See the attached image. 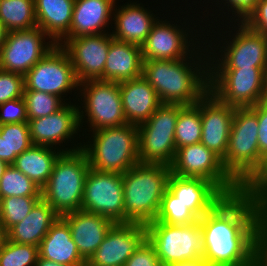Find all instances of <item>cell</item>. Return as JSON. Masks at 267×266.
<instances>
[{"instance_id": "obj_1", "label": "cell", "mask_w": 267, "mask_h": 266, "mask_svg": "<svg viewBox=\"0 0 267 266\" xmlns=\"http://www.w3.org/2000/svg\"><path fill=\"white\" fill-rule=\"evenodd\" d=\"M266 211L267 206L241 192L222 199L199 218L204 259L215 266H250L252 250L261 237V221Z\"/></svg>"}, {"instance_id": "obj_2", "label": "cell", "mask_w": 267, "mask_h": 266, "mask_svg": "<svg viewBox=\"0 0 267 266\" xmlns=\"http://www.w3.org/2000/svg\"><path fill=\"white\" fill-rule=\"evenodd\" d=\"M183 7L182 5L177 8V6L172 5L170 9L174 10V15H172L173 12L170 9H167L165 15L162 13L152 25L146 41L141 46L143 60H179L186 57H209L206 44V27H204L200 9L197 8L196 10L195 6Z\"/></svg>"}, {"instance_id": "obj_3", "label": "cell", "mask_w": 267, "mask_h": 266, "mask_svg": "<svg viewBox=\"0 0 267 266\" xmlns=\"http://www.w3.org/2000/svg\"><path fill=\"white\" fill-rule=\"evenodd\" d=\"M142 77L162 104L194 105L209 92V57L143 60Z\"/></svg>"}, {"instance_id": "obj_4", "label": "cell", "mask_w": 267, "mask_h": 266, "mask_svg": "<svg viewBox=\"0 0 267 266\" xmlns=\"http://www.w3.org/2000/svg\"><path fill=\"white\" fill-rule=\"evenodd\" d=\"M205 27L209 69L267 68V35L244 22Z\"/></svg>"}, {"instance_id": "obj_5", "label": "cell", "mask_w": 267, "mask_h": 266, "mask_svg": "<svg viewBox=\"0 0 267 266\" xmlns=\"http://www.w3.org/2000/svg\"><path fill=\"white\" fill-rule=\"evenodd\" d=\"M170 174L169 165L141 162L122 173L124 223L147 225L156 219Z\"/></svg>"}, {"instance_id": "obj_6", "label": "cell", "mask_w": 267, "mask_h": 266, "mask_svg": "<svg viewBox=\"0 0 267 266\" xmlns=\"http://www.w3.org/2000/svg\"><path fill=\"white\" fill-rule=\"evenodd\" d=\"M82 135L81 150L86 154L90 168L96 171L122 174L139 163L136 125L127 123Z\"/></svg>"}, {"instance_id": "obj_7", "label": "cell", "mask_w": 267, "mask_h": 266, "mask_svg": "<svg viewBox=\"0 0 267 266\" xmlns=\"http://www.w3.org/2000/svg\"><path fill=\"white\" fill-rule=\"evenodd\" d=\"M89 169L88 159L81 149L62 153L54 164L49 180L41 188V199L59 216L81 210Z\"/></svg>"}, {"instance_id": "obj_8", "label": "cell", "mask_w": 267, "mask_h": 266, "mask_svg": "<svg viewBox=\"0 0 267 266\" xmlns=\"http://www.w3.org/2000/svg\"><path fill=\"white\" fill-rule=\"evenodd\" d=\"M258 118L250 108H236L223 166L242 186L259 168Z\"/></svg>"}, {"instance_id": "obj_9", "label": "cell", "mask_w": 267, "mask_h": 266, "mask_svg": "<svg viewBox=\"0 0 267 266\" xmlns=\"http://www.w3.org/2000/svg\"><path fill=\"white\" fill-rule=\"evenodd\" d=\"M78 97H80L77 103L82 133L127 124L119 83L104 80L81 82Z\"/></svg>"}, {"instance_id": "obj_10", "label": "cell", "mask_w": 267, "mask_h": 266, "mask_svg": "<svg viewBox=\"0 0 267 266\" xmlns=\"http://www.w3.org/2000/svg\"><path fill=\"white\" fill-rule=\"evenodd\" d=\"M146 239L153 246L162 266L203 258V230L199 219L190 224L153 221L146 225Z\"/></svg>"}, {"instance_id": "obj_11", "label": "cell", "mask_w": 267, "mask_h": 266, "mask_svg": "<svg viewBox=\"0 0 267 266\" xmlns=\"http://www.w3.org/2000/svg\"><path fill=\"white\" fill-rule=\"evenodd\" d=\"M209 92L235 108L267 100V68L209 69Z\"/></svg>"}, {"instance_id": "obj_12", "label": "cell", "mask_w": 267, "mask_h": 266, "mask_svg": "<svg viewBox=\"0 0 267 266\" xmlns=\"http://www.w3.org/2000/svg\"><path fill=\"white\" fill-rule=\"evenodd\" d=\"M24 84V90L53 94L65 103L77 102L79 98V82L74 67L68 54L58 44L24 75Z\"/></svg>"}, {"instance_id": "obj_13", "label": "cell", "mask_w": 267, "mask_h": 266, "mask_svg": "<svg viewBox=\"0 0 267 266\" xmlns=\"http://www.w3.org/2000/svg\"><path fill=\"white\" fill-rule=\"evenodd\" d=\"M180 104H162L138 125V154L141 163L171 165L176 155L175 126Z\"/></svg>"}, {"instance_id": "obj_14", "label": "cell", "mask_w": 267, "mask_h": 266, "mask_svg": "<svg viewBox=\"0 0 267 266\" xmlns=\"http://www.w3.org/2000/svg\"><path fill=\"white\" fill-rule=\"evenodd\" d=\"M170 168L176 176L212 182L225 196L241 192V186L225 170L222 159L202 143L178 148Z\"/></svg>"}, {"instance_id": "obj_15", "label": "cell", "mask_w": 267, "mask_h": 266, "mask_svg": "<svg viewBox=\"0 0 267 266\" xmlns=\"http://www.w3.org/2000/svg\"><path fill=\"white\" fill-rule=\"evenodd\" d=\"M28 125L33 145L56 148L63 153L82 148L77 102L66 103L48 116L28 120Z\"/></svg>"}, {"instance_id": "obj_16", "label": "cell", "mask_w": 267, "mask_h": 266, "mask_svg": "<svg viewBox=\"0 0 267 266\" xmlns=\"http://www.w3.org/2000/svg\"><path fill=\"white\" fill-rule=\"evenodd\" d=\"M56 45L39 27L9 31L0 48V69L24 76Z\"/></svg>"}, {"instance_id": "obj_17", "label": "cell", "mask_w": 267, "mask_h": 266, "mask_svg": "<svg viewBox=\"0 0 267 266\" xmlns=\"http://www.w3.org/2000/svg\"><path fill=\"white\" fill-rule=\"evenodd\" d=\"M81 210L124 223L122 174L89 169L84 183Z\"/></svg>"}, {"instance_id": "obj_18", "label": "cell", "mask_w": 267, "mask_h": 266, "mask_svg": "<svg viewBox=\"0 0 267 266\" xmlns=\"http://www.w3.org/2000/svg\"><path fill=\"white\" fill-rule=\"evenodd\" d=\"M113 39L111 32L63 38L60 45L68 54L79 83L104 80V67Z\"/></svg>"}, {"instance_id": "obj_19", "label": "cell", "mask_w": 267, "mask_h": 266, "mask_svg": "<svg viewBox=\"0 0 267 266\" xmlns=\"http://www.w3.org/2000/svg\"><path fill=\"white\" fill-rule=\"evenodd\" d=\"M118 1L121 2V0H117L113 11L112 24L114 25H112L111 29L112 37L140 47L146 41L152 25L162 15L161 13L171 7L167 5L168 1L163 0H161L162 3L159 2V4H162V7L156 6V8H154L156 4L152 5L153 7L149 6L150 3H147L148 1H146V4H143L139 0H128V2H123L122 5ZM163 2L166 3L163 4ZM165 6L166 8H164ZM148 7L151 8L149 9Z\"/></svg>"}, {"instance_id": "obj_20", "label": "cell", "mask_w": 267, "mask_h": 266, "mask_svg": "<svg viewBox=\"0 0 267 266\" xmlns=\"http://www.w3.org/2000/svg\"><path fill=\"white\" fill-rule=\"evenodd\" d=\"M146 240V225L115 223L86 266H124Z\"/></svg>"}, {"instance_id": "obj_21", "label": "cell", "mask_w": 267, "mask_h": 266, "mask_svg": "<svg viewBox=\"0 0 267 266\" xmlns=\"http://www.w3.org/2000/svg\"><path fill=\"white\" fill-rule=\"evenodd\" d=\"M196 105L200 108L201 114L200 143L223 160L236 108L219 101L211 92H208Z\"/></svg>"}, {"instance_id": "obj_22", "label": "cell", "mask_w": 267, "mask_h": 266, "mask_svg": "<svg viewBox=\"0 0 267 266\" xmlns=\"http://www.w3.org/2000/svg\"><path fill=\"white\" fill-rule=\"evenodd\" d=\"M168 190L198 218L210 212L226 196L210 181L170 174Z\"/></svg>"}, {"instance_id": "obj_23", "label": "cell", "mask_w": 267, "mask_h": 266, "mask_svg": "<svg viewBox=\"0 0 267 266\" xmlns=\"http://www.w3.org/2000/svg\"><path fill=\"white\" fill-rule=\"evenodd\" d=\"M117 0H75L70 32L64 38L109 33Z\"/></svg>"}, {"instance_id": "obj_24", "label": "cell", "mask_w": 267, "mask_h": 266, "mask_svg": "<svg viewBox=\"0 0 267 266\" xmlns=\"http://www.w3.org/2000/svg\"><path fill=\"white\" fill-rule=\"evenodd\" d=\"M69 225L79 254L88 261L115 224L99 214L77 210L61 216Z\"/></svg>"}, {"instance_id": "obj_25", "label": "cell", "mask_w": 267, "mask_h": 266, "mask_svg": "<svg viewBox=\"0 0 267 266\" xmlns=\"http://www.w3.org/2000/svg\"><path fill=\"white\" fill-rule=\"evenodd\" d=\"M122 108L128 124L146 122L162 105L154 88L142 77L119 83Z\"/></svg>"}, {"instance_id": "obj_26", "label": "cell", "mask_w": 267, "mask_h": 266, "mask_svg": "<svg viewBox=\"0 0 267 266\" xmlns=\"http://www.w3.org/2000/svg\"><path fill=\"white\" fill-rule=\"evenodd\" d=\"M39 256L65 266H86L73 241L68 223L60 216L38 247Z\"/></svg>"}, {"instance_id": "obj_27", "label": "cell", "mask_w": 267, "mask_h": 266, "mask_svg": "<svg viewBox=\"0 0 267 266\" xmlns=\"http://www.w3.org/2000/svg\"><path fill=\"white\" fill-rule=\"evenodd\" d=\"M141 47L112 39L104 67V81L120 83L142 76Z\"/></svg>"}, {"instance_id": "obj_28", "label": "cell", "mask_w": 267, "mask_h": 266, "mask_svg": "<svg viewBox=\"0 0 267 266\" xmlns=\"http://www.w3.org/2000/svg\"><path fill=\"white\" fill-rule=\"evenodd\" d=\"M59 217L46 201L40 199L20 223L7 231L8 240L39 247L51 225Z\"/></svg>"}, {"instance_id": "obj_29", "label": "cell", "mask_w": 267, "mask_h": 266, "mask_svg": "<svg viewBox=\"0 0 267 266\" xmlns=\"http://www.w3.org/2000/svg\"><path fill=\"white\" fill-rule=\"evenodd\" d=\"M75 0H34L37 27L56 44L69 32Z\"/></svg>"}, {"instance_id": "obj_30", "label": "cell", "mask_w": 267, "mask_h": 266, "mask_svg": "<svg viewBox=\"0 0 267 266\" xmlns=\"http://www.w3.org/2000/svg\"><path fill=\"white\" fill-rule=\"evenodd\" d=\"M62 153L56 148L32 145L18 155L12 165L42 188L49 180L54 164Z\"/></svg>"}, {"instance_id": "obj_31", "label": "cell", "mask_w": 267, "mask_h": 266, "mask_svg": "<svg viewBox=\"0 0 267 266\" xmlns=\"http://www.w3.org/2000/svg\"><path fill=\"white\" fill-rule=\"evenodd\" d=\"M257 2L258 0H206L199 9L204 10L201 14L205 26H211L226 22H243L255 9Z\"/></svg>"}, {"instance_id": "obj_32", "label": "cell", "mask_w": 267, "mask_h": 266, "mask_svg": "<svg viewBox=\"0 0 267 266\" xmlns=\"http://www.w3.org/2000/svg\"><path fill=\"white\" fill-rule=\"evenodd\" d=\"M0 22L8 32L37 27L34 0H0Z\"/></svg>"}, {"instance_id": "obj_33", "label": "cell", "mask_w": 267, "mask_h": 266, "mask_svg": "<svg viewBox=\"0 0 267 266\" xmlns=\"http://www.w3.org/2000/svg\"><path fill=\"white\" fill-rule=\"evenodd\" d=\"M32 145L28 123L0 125V160L8 165Z\"/></svg>"}, {"instance_id": "obj_34", "label": "cell", "mask_w": 267, "mask_h": 266, "mask_svg": "<svg viewBox=\"0 0 267 266\" xmlns=\"http://www.w3.org/2000/svg\"><path fill=\"white\" fill-rule=\"evenodd\" d=\"M201 135L200 108L196 104H180V112L175 126L176 149L200 143Z\"/></svg>"}, {"instance_id": "obj_35", "label": "cell", "mask_w": 267, "mask_h": 266, "mask_svg": "<svg viewBox=\"0 0 267 266\" xmlns=\"http://www.w3.org/2000/svg\"><path fill=\"white\" fill-rule=\"evenodd\" d=\"M1 199L10 196H41V188L13 165H9L0 179Z\"/></svg>"}, {"instance_id": "obj_36", "label": "cell", "mask_w": 267, "mask_h": 266, "mask_svg": "<svg viewBox=\"0 0 267 266\" xmlns=\"http://www.w3.org/2000/svg\"><path fill=\"white\" fill-rule=\"evenodd\" d=\"M41 199V196H10L2 198L0 224L8 231L20 223Z\"/></svg>"}, {"instance_id": "obj_37", "label": "cell", "mask_w": 267, "mask_h": 266, "mask_svg": "<svg viewBox=\"0 0 267 266\" xmlns=\"http://www.w3.org/2000/svg\"><path fill=\"white\" fill-rule=\"evenodd\" d=\"M28 120L56 113L66 103L58 96L36 90H24Z\"/></svg>"}, {"instance_id": "obj_38", "label": "cell", "mask_w": 267, "mask_h": 266, "mask_svg": "<svg viewBox=\"0 0 267 266\" xmlns=\"http://www.w3.org/2000/svg\"><path fill=\"white\" fill-rule=\"evenodd\" d=\"M198 219L199 218L168 189L165 191L155 221L169 224H190Z\"/></svg>"}, {"instance_id": "obj_39", "label": "cell", "mask_w": 267, "mask_h": 266, "mask_svg": "<svg viewBox=\"0 0 267 266\" xmlns=\"http://www.w3.org/2000/svg\"><path fill=\"white\" fill-rule=\"evenodd\" d=\"M38 255V247L35 245L7 240L0 250V266H35Z\"/></svg>"}, {"instance_id": "obj_40", "label": "cell", "mask_w": 267, "mask_h": 266, "mask_svg": "<svg viewBox=\"0 0 267 266\" xmlns=\"http://www.w3.org/2000/svg\"><path fill=\"white\" fill-rule=\"evenodd\" d=\"M241 193L267 206V154L262 158L259 168L241 186Z\"/></svg>"}, {"instance_id": "obj_41", "label": "cell", "mask_w": 267, "mask_h": 266, "mask_svg": "<svg viewBox=\"0 0 267 266\" xmlns=\"http://www.w3.org/2000/svg\"><path fill=\"white\" fill-rule=\"evenodd\" d=\"M24 76L0 69V105L24 94Z\"/></svg>"}, {"instance_id": "obj_42", "label": "cell", "mask_w": 267, "mask_h": 266, "mask_svg": "<svg viewBox=\"0 0 267 266\" xmlns=\"http://www.w3.org/2000/svg\"><path fill=\"white\" fill-rule=\"evenodd\" d=\"M14 123H28L23 97L6 101L0 105V125Z\"/></svg>"}, {"instance_id": "obj_43", "label": "cell", "mask_w": 267, "mask_h": 266, "mask_svg": "<svg viewBox=\"0 0 267 266\" xmlns=\"http://www.w3.org/2000/svg\"><path fill=\"white\" fill-rule=\"evenodd\" d=\"M124 266H162L155 249L146 239L130 256Z\"/></svg>"}, {"instance_id": "obj_44", "label": "cell", "mask_w": 267, "mask_h": 266, "mask_svg": "<svg viewBox=\"0 0 267 266\" xmlns=\"http://www.w3.org/2000/svg\"><path fill=\"white\" fill-rule=\"evenodd\" d=\"M258 118V146L260 152V164L262 158L267 154V100L259 102L250 107Z\"/></svg>"}, {"instance_id": "obj_45", "label": "cell", "mask_w": 267, "mask_h": 266, "mask_svg": "<svg viewBox=\"0 0 267 266\" xmlns=\"http://www.w3.org/2000/svg\"><path fill=\"white\" fill-rule=\"evenodd\" d=\"M243 22L252 30L267 35V0H258L255 9Z\"/></svg>"}, {"instance_id": "obj_46", "label": "cell", "mask_w": 267, "mask_h": 266, "mask_svg": "<svg viewBox=\"0 0 267 266\" xmlns=\"http://www.w3.org/2000/svg\"><path fill=\"white\" fill-rule=\"evenodd\" d=\"M250 266H267V243L261 237L254 244Z\"/></svg>"}, {"instance_id": "obj_47", "label": "cell", "mask_w": 267, "mask_h": 266, "mask_svg": "<svg viewBox=\"0 0 267 266\" xmlns=\"http://www.w3.org/2000/svg\"><path fill=\"white\" fill-rule=\"evenodd\" d=\"M167 266H215V265L209 263L203 257V258H198L194 260L174 262V263L168 264Z\"/></svg>"}, {"instance_id": "obj_48", "label": "cell", "mask_w": 267, "mask_h": 266, "mask_svg": "<svg viewBox=\"0 0 267 266\" xmlns=\"http://www.w3.org/2000/svg\"><path fill=\"white\" fill-rule=\"evenodd\" d=\"M166 1H168L169 2V5L171 6L172 5V3H173V5L174 6H177V2H178V5H181L182 6V2L184 1V0H182V2L181 1H175V0H166ZM171 1V2H170ZM188 1H190V2H192V3H189ZM202 0H200V1H198V0H194V1H191V0H185L184 2V4H183V6L185 5V6H193V5H195V7L197 8V7H199V6H201V4L203 5L205 2H206V0H203L202 2H201ZM176 2V3H175ZM181 2V4H179ZM176 5H175V4ZM194 3V4H193ZM200 3V4H199ZM198 4V5H197Z\"/></svg>"}, {"instance_id": "obj_49", "label": "cell", "mask_w": 267, "mask_h": 266, "mask_svg": "<svg viewBox=\"0 0 267 266\" xmlns=\"http://www.w3.org/2000/svg\"><path fill=\"white\" fill-rule=\"evenodd\" d=\"M35 266H65L63 264H59L57 262H53L51 260H47L45 258H42L38 255L36 265Z\"/></svg>"}, {"instance_id": "obj_50", "label": "cell", "mask_w": 267, "mask_h": 266, "mask_svg": "<svg viewBox=\"0 0 267 266\" xmlns=\"http://www.w3.org/2000/svg\"><path fill=\"white\" fill-rule=\"evenodd\" d=\"M261 238L267 243V211L261 221Z\"/></svg>"}, {"instance_id": "obj_51", "label": "cell", "mask_w": 267, "mask_h": 266, "mask_svg": "<svg viewBox=\"0 0 267 266\" xmlns=\"http://www.w3.org/2000/svg\"><path fill=\"white\" fill-rule=\"evenodd\" d=\"M7 240V230L0 224V250L5 246Z\"/></svg>"}, {"instance_id": "obj_52", "label": "cell", "mask_w": 267, "mask_h": 266, "mask_svg": "<svg viewBox=\"0 0 267 266\" xmlns=\"http://www.w3.org/2000/svg\"><path fill=\"white\" fill-rule=\"evenodd\" d=\"M8 31L5 29L4 25L0 22V48L5 42Z\"/></svg>"}, {"instance_id": "obj_53", "label": "cell", "mask_w": 267, "mask_h": 266, "mask_svg": "<svg viewBox=\"0 0 267 266\" xmlns=\"http://www.w3.org/2000/svg\"><path fill=\"white\" fill-rule=\"evenodd\" d=\"M8 166H9V165H8L6 162L0 160V179H1V177L3 176L4 171L6 170V168H7Z\"/></svg>"}, {"instance_id": "obj_54", "label": "cell", "mask_w": 267, "mask_h": 266, "mask_svg": "<svg viewBox=\"0 0 267 266\" xmlns=\"http://www.w3.org/2000/svg\"><path fill=\"white\" fill-rule=\"evenodd\" d=\"M1 200H2V199H1V196H0V211H1Z\"/></svg>"}]
</instances>
